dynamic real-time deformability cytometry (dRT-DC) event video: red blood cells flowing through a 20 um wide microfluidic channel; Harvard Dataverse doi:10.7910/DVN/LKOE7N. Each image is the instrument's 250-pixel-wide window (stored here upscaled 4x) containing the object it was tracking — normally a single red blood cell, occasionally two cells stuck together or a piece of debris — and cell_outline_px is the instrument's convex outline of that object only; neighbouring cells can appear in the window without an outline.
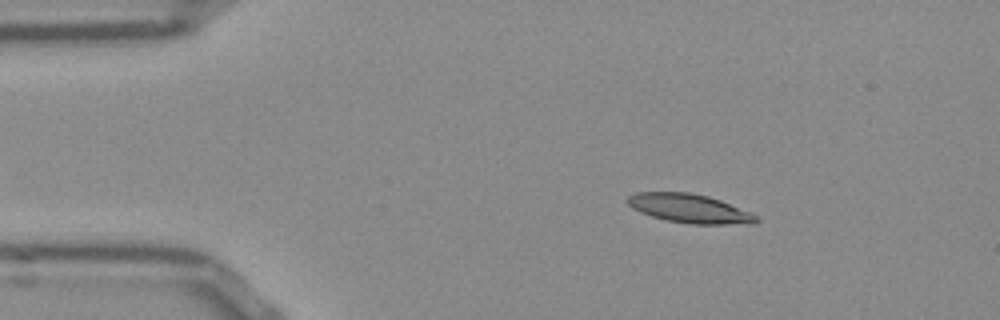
{"species": "Egyptian fruit bat (a non-hibernating species)", "species_latin": "Rousettus aegyptiacus", "temperature_condition": "room temperature", "stored_images_in_passage": 51, "camera_frame_rate_fps": 3000, "um_per_image_px": 0.085, "frame": {"image": 1, "passage_image": 7, "time_ms": 2.0, "image_size_px": [1000, 320], "cell_outline_px": [[760, 220], [756, 224], [692, 224], [668, 220], [652, 216], [640, 212], [632, 208], [624, 200], [628, 196], [636, 192], [688, 192], [708, 196], [720, 200], [752, 212]], "centroid_in_image_um": [58.62, 17.72], "position_along_channel_um": 26.4, "area_um2": 21.79}}
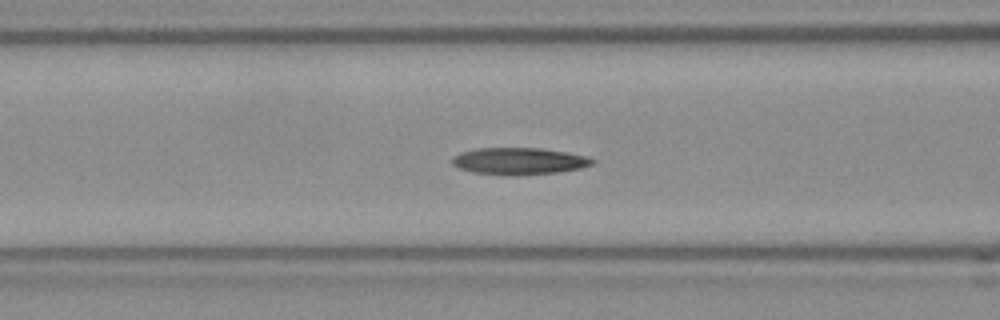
{"frame": {"image": 2, "passage_image": 19, "time_ms": 6.0, "image_size_px": [1000, 320], "cell_outline_px": [[596, 160], [592, 164], [580, 168], [556, 172], [472, 172], [460, 168], [452, 164], [452, 156], [460, 152], [476, 148], [540, 148], [564, 152], [584, 156]], "centroid_in_image_um": [44.08, 13.63], "position_along_channel_um": 122.5, "area_um2": 20.63}}
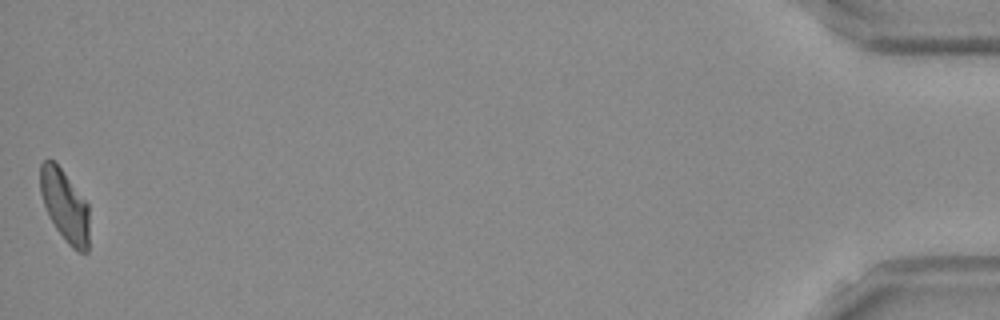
{"frame": {"image": 3, "passage_image": 51, "time_ms": 16.667, "image_size_px": [1000, 320], "cell_outline_px": [[88, 252], [80, 252], [72, 248], [68, 244], [56, 228], [48, 216], [40, 192], [40, 164], [44, 160], [52, 160], [60, 168], [88, 204]], "centroid_in_image_um": [5.49, 17.5], "position_along_channel_um": 429.7, "area_um2": 20.17}, "authors_computed_cell_mechanics": {"area_um2": 21.3282, "velocity_mm_per_s": 3.8283, "shape_relaxation_time_tau1_ms": 7.0709, "shape_relaxation_time_tau2_ms": 3.8606, "deformation_change_tau1": 0.2048, "deformation_change_tau2": 0.1111}}